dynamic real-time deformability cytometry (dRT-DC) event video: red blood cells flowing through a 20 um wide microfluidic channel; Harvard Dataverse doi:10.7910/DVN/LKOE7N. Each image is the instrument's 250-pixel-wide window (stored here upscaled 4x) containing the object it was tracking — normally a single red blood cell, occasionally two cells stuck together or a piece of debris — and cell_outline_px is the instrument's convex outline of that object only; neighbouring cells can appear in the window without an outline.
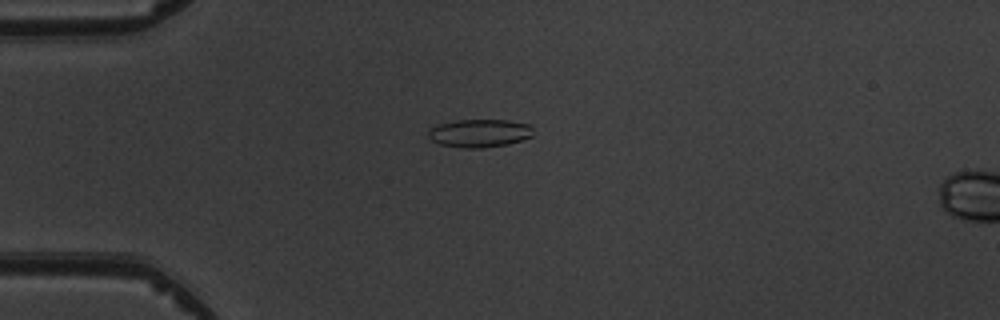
{"species": "common noctule bat (a hibernating species)", "species_latin": "Nyctalus noctula", "temperature_condition": "warm", "stored_images_in_passage": 8, "camera_frame_rate_fps": 3000, "um_per_image_px": 0.085, "animal": {"sex": "male", "body_mass_g": 19.5, "forearm_length_mm": 54.6}, "frame": {"image": 1, "passage_image": 4, "time_ms": 3.667, "image_size_px": [1000, 320], "cell_outline_px": [[532, 136], [524, 140], [508, 144], [480, 148], [460, 148], [440, 144], [432, 140], [428, 136], [428, 132], [432, 128], [440, 124], [456, 120], [508, 120], [532, 124]], "centroid_in_image_um": [40.81, 11.32], "position_along_channel_um": 44.2, "area_um2": 17.22}}
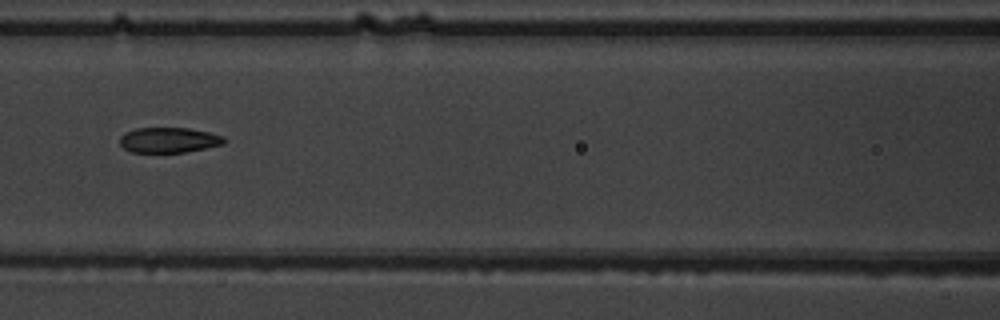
{"frame": {"image": 2, "passage_image": 7, "time_ms": 7.0, "image_size_px": [1000, 320], "cell_outline_px": [[224, 144], [184, 152], [132, 152], [124, 148], [120, 144], [120, 136], [124, 132], [136, 128], [188, 128], [208, 132], [224, 136]], "centroid_in_image_um": [14.32, 11.89], "position_along_channel_um": 152.3, "area_um2": 15.26}}
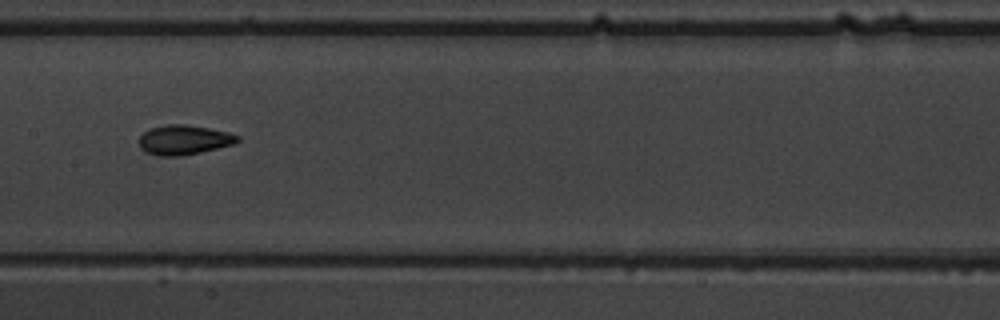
{"frame": {"image": 3, "passage_image": 8, "time_ms": 8.0, "image_size_px": [1000, 320], "cell_outline_px": [[240, 140], [236, 144], [200, 152], [180, 156], [160, 156], [144, 152], [140, 148], [140, 136], [144, 132], [152, 128], [164, 124], [184, 124], [208, 128], [228, 132], [240, 136]], "centroid_in_image_um": [15.65, 11.89], "position_along_channel_um": 191.7, "area_um2": 17.05}}